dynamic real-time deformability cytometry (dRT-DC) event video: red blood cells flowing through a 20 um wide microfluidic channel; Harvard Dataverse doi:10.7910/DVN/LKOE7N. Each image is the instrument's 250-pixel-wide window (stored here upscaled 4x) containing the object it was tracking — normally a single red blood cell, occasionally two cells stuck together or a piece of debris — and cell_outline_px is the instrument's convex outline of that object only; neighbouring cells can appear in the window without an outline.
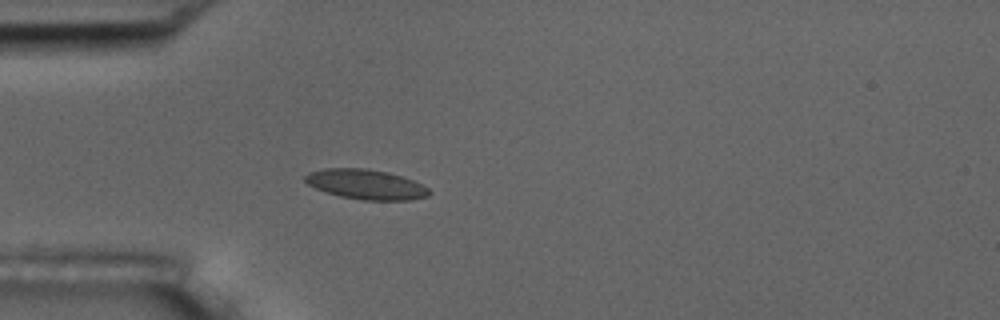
{"species": "common noctule bat (a hibernating species)", "species_latin": "Nyctalus noctula", "temperature_condition": "room temperature", "stored_images_in_passage": 1, "camera_frame_rate_fps": 3000, "um_per_image_px": 0.085, "animal": {"sex": "male", "body_mass_g": 17.5, "forearm_length_mm": 52.3}, "frame": {"image": 1, "passage_image": 1, "time_ms": 0.0, "image_size_px": [1000, 320], "cell_outline_px": [[432, 192], [428, 196], [412, 200], [364, 200], [340, 196], [316, 188], [308, 184], [304, 180], [304, 176], [308, 172], [324, 168], [364, 168], [384, 172], [400, 176], [412, 180], [428, 188]], "centroid_in_image_um": [31.09, 15.67], "position_along_channel_um": 53.9, "area_um2": 21.39}}